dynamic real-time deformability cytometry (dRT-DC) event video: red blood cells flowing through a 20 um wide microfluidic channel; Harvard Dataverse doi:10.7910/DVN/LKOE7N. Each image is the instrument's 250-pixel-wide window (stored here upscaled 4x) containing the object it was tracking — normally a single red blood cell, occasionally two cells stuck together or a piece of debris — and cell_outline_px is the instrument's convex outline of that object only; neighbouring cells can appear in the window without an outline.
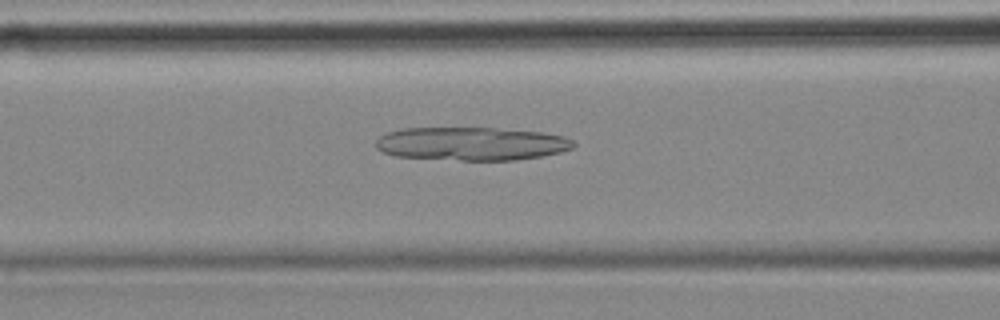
{"species": "common noctule bat (a hibernating species)", "species_latin": "Nyctalus noctula", "temperature_condition": "cold", "stored_images_in_passage": 12, "camera_frame_rate_fps": 3000, "um_per_image_px": 0.085, "animal": {"sex": "female", "body_mass_g": 18.4}, "frame": {"image": 1, "passage_image": 10, "time_ms": 3.0, "image_size_px": [1000, 320], "cell_outline_px": [[576, 144], [572, 148], [560, 152], [540, 156], [516, 160], [460, 160], [396, 156], [384, 152], [376, 148], [376, 140], [380, 136], [388, 132], [400, 128], [492, 128], [540, 132], [564, 136], [572, 140]], "centroid_in_image_um": [40.06, 12.21], "position_along_channel_um": 126.5, "area_um2": 38.21}}